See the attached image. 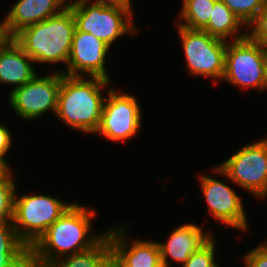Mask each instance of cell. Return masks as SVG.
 Listing matches in <instances>:
<instances>
[{
  "instance_id": "d6a6232c",
  "label": "cell",
  "mask_w": 267,
  "mask_h": 267,
  "mask_svg": "<svg viewBox=\"0 0 267 267\" xmlns=\"http://www.w3.org/2000/svg\"><path fill=\"white\" fill-rule=\"evenodd\" d=\"M258 201H262V202H267V187L265 189V191L262 193V195L257 199Z\"/></svg>"
},
{
  "instance_id": "4dcf8cb0",
  "label": "cell",
  "mask_w": 267,
  "mask_h": 267,
  "mask_svg": "<svg viewBox=\"0 0 267 267\" xmlns=\"http://www.w3.org/2000/svg\"><path fill=\"white\" fill-rule=\"evenodd\" d=\"M11 168L2 160H0V179H2Z\"/></svg>"
},
{
  "instance_id": "484cf974",
  "label": "cell",
  "mask_w": 267,
  "mask_h": 267,
  "mask_svg": "<svg viewBox=\"0 0 267 267\" xmlns=\"http://www.w3.org/2000/svg\"><path fill=\"white\" fill-rule=\"evenodd\" d=\"M256 247L246 250V253H242L240 256L241 264L243 267H267V251L264 250L259 244Z\"/></svg>"
},
{
  "instance_id": "836d02e7",
  "label": "cell",
  "mask_w": 267,
  "mask_h": 267,
  "mask_svg": "<svg viewBox=\"0 0 267 267\" xmlns=\"http://www.w3.org/2000/svg\"><path fill=\"white\" fill-rule=\"evenodd\" d=\"M98 267H112L110 260L106 258Z\"/></svg>"
},
{
  "instance_id": "e575fe53",
  "label": "cell",
  "mask_w": 267,
  "mask_h": 267,
  "mask_svg": "<svg viewBox=\"0 0 267 267\" xmlns=\"http://www.w3.org/2000/svg\"><path fill=\"white\" fill-rule=\"evenodd\" d=\"M261 240H262V242L259 243V245H260L264 250L267 251V237H265L264 239H261ZM263 240H264V241H263Z\"/></svg>"
},
{
  "instance_id": "9c48e42d",
  "label": "cell",
  "mask_w": 267,
  "mask_h": 267,
  "mask_svg": "<svg viewBox=\"0 0 267 267\" xmlns=\"http://www.w3.org/2000/svg\"><path fill=\"white\" fill-rule=\"evenodd\" d=\"M40 71L33 79L21 87L14 89L5 97L11 112L16 118L26 122H36L46 118V114L54 116L57 111L58 93L62 80V73Z\"/></svg>"
},
{
  "instance_id": "277c9868",
  "label": "cell",
  "mask_w": 267,
  "mask_h": 267,
  "mask_svg": "<svg viewBox=\"0 0 267 267\" xmlns=\"http://www.w3.org/2000/svg\"><path fill=\"white\" fill-rule=\"evenodd\" d=\"M206 171H210L209 175L202 173V171L201 173L197 172V181L200 184L201 197L205 199L207 215L212 217L213 222L216 221L221 223L222 226L225 225L224 228L236 229L237 233L239 230L242 235L250 233V218L245 210L246 205L243 201L245 199L241 195L242 193L236 190L237 186L235 184L231 185V180L218 165L211 166V169ZM210 173L212 174L210 175ZM220 176L221 179H219ZM228 181L229 183H227Z\"/></svg>"
},
{
  "instance_id": "3957f363",
  "label": "cell",
  "mask_w": 267,
  "mask_h": 267,
  "mask_svg": "<svg viewBox=\"0 0 267 267\" xmlns=\"http://www.w3.org/2000/svg\"><path fill=\"white\" fill-rule=\"evenodd\" d=\"M75 29L73 13L67 7L58 15L23 28L13 39L35 61L36 66L44 65V68L47 65L45 70L48 69V72L63 73L69 59Z\"/></svg>"
},
{
  "instance_id": "cb8c5ba5",
  "label": "cell",
  "mask_w": 267,
  "mask_h": 267,
  "mask_svg": "<svg viewBox=\"0 0 267 267\" xmlns=\"http://www.w3.org/2000/svg\"><path fill=\"white\" fill-rule=\"evenodd\" d=\"M247 35L267 49V3L254 21L247 27Z\"/></svg>"
},
{
  "instance_id": "7c38bea8",
  "label": "cell",
  "mask_w": 267,
  "mask_h": 267,
  "mask_svg": "<svg viewBox=\"0 0 267 267\" xmlns=\"http://www.w3.org/2000/svg\"><path fill=\"white\" fill-rule=\"evenodd\" d=\"M110 53L112 55L113 50L104 41L90 33L75 29L69 59L63 74L101 77L113 81L114 78L109 74L111 67H108L106 63Z\"/></svg>"
},
{
  "instance_id": "8992f818",
  "label": "cell",
  "mask_w": 267,
  "mask_h": 267,
  "mask_svg": "<svg viewBox=\"0 0 267 267\" xmlns=\"http://www.w3.org/2000/svg\"><path fill=\"white\" fill-rule=\"evenodd\" d=\"M23 192L17 187L12 224L18 237L30 248L75 200L66 202L40 190Z\"/></svg>"
},
{
  "instance_id": "52a82bcc",
  "label": "cell",
  "mask_w": 267,
  "mask_h": 267,
  "mask_svg": "<svg viewBox=\"0 0 267 267\" xmlns=\"http://www.w3.org/2000/svg\"><path fill=\"white\" fill-rule=\"evenodd\" d=\"M175 24L184 56V72L193 78H206L211 83L222 80L225 72L227 41L212 37L203 30H192Z\"/></svg>"
},
{
  "instance_id": "f1b7e54d",
  "label": "cell",
  "mask_w": 267,
  "mask_h": 267,
  "mask_svg": "<svg viewBox=\"0 0 267 267\" xmlns=\"http://www.w3.org/2000/svg\"><path fill=\"white\" fill-rule=\"evenodd\" d=\"M1 15L3 16H0V48L12 38L7 31L4 12Z\"/></svg>"
},
{
  "instance_id": "5bb4252c",
  "label": "cell",
  "mask_w": 267,
  "mask_h": 267,
  "mask_svg": "<svg viewBox=\"0 0 267 267\" xmlns=\"http://www.w3.org/2000/svg\"><path fill=\"white\" fill-rule=\"evenodd\" d=\"M131 221H115V224L113 222V225L108 227L107 235L111 248L130 267H163L157 239H136L130 234Z\"/></svg>"
},
{
  "instance_id": "ac0fdd59",
  "label": "cell",
  "mask_w": 267,
  "mask_h": 267,
  "mask_svg": "<svg viewBox=\"0 0 267 267\" xmlns=\"http://www.w3.org/2000/svg\"><path fill=\"white\" fill-rule=\"evenodd\" d=\"M217 0H181L176 24L192 29L203 30L209 23L213 6Z\"/></svg>"
},
{
  "instance_id": "7a4b0ae2",
  "label": "cell",
  "mask_w": 267,
  "mask_h": 267,
  "mask_svg": "<svg viewBox=\"0 0 267 267\" xmlns=\"http://www.w3.org/2000/svg\"><path fill=\"white\" fill-rule=\"evenodd\" d=\"M101 77L67 76L62 73L55 117L73 132L90 134L98 130L105 97L117 84Z\"/></svg>"
},
{
  "instance_id": "30bf717a",
  "label": "cell",
  "mask_w": 267,
  "mask_h": 267,
  "mask_svg": "<svg viewBox=\"0 0 267 267\" xmlns=\"http://www.w3.org/2000/svg\"><path fill=\"white\" fill-rule=\"evenodd\" d=\"M267 49L248 35L239 40L227 42L225 72L221 82L238 87V91L256 90L262 92Z\"/></svg>"
},
{
  "instance_id": "e0dca14e",
  "label": "cell",
  "mask_w": 267,
  "mask_h": 267,
  "mask_svg": "<svg viewBox=\"0 0 267 267\" xmlns=\"http://www.w3.org/2000/svg\"><path fill=\"white\" fill-rule=\"evenodd\" d=\"M203 31L212 37L227 42L239 40L247 36V27L222 0L215 2L209 23Z\"/></svg>"
},
{
  "instance_id": "2e32d148",
  "label": "cell",
  "mask_w": 267,
  "mask_h": 267,
  "mask_svg": "<svg viewBox=\"0 0 267 267\" xmlns=\"http://www.w3.org/2000/svg\"><path fill=\"white\" fill-rule=\"evenodd\" d=\"M35 65V66H34ZM35 61L23 50V48L11 38L0 48V87L6 89L7 96L14 89L23 86L33 79L38 73ZM10 89L9 91H7Z\"/></svg>"
},
{
  "instance_id": "603a6c76",
  "label": "cell",
  "mask_w": 267,
  "mask_h": 267,
  "mask_svg": "<svg viewBox=\"0 0 267 267\" xmlns=\"http://www.w3.org/2000/svg\"><path fill=\"white\" fill-rule=\"evenodd\" d=\"M224 4L248 27L259 12L264 8L267 0H222Z\"/></svg>"
},
{
  "instance_id": "f546056e",
  "label": "cell",
  "mask_w": 267,
  "mask_h": 267,
  "mask_svg": "<svg viewBox=\"0 0 267 267\" xmlns=\"http://www.w3.org/2000/svg\"><path fill=\"white\" fill-rule=\"evenodd\" d=\"M0 267H30L29 261H1Z\"/></svg>"
},
{
  "instance_id": "44dd1931",
  "label": "cell",
  "mask_w": 267,
  "mask_h": 267,
  "mask_svg": "<svg viewBox=\"0 0 267 267\" xmlns=\"http://www.w3.org/2000/svg\"><path fill=\"white\" fill-rule=\"evenodd\" d=\"M16 174L13 168L0 179V222H13L15 193L20 183Z\"/></svg>"
},
{
  "instance_id": "9a60e30c",
  "label": "cell",
  "mask_w": 267,
  "mask_h": 267,
  "mask_svg": "<svg viewBox=\"0 0 267 267\" xmlns=\"http://www.w3.org/2000/svg\"><path fill=\"white\" fill-rule=\"evenodd\" d=\"M69 0H14L4 10L8 34L13 38L23 28L60 14Z\"/></svg>"
},
{
  "instance_id": "ba28073f",
  "label": "cell",
  "mask_w": 267,
  "mask_h": 267,
  "mask_svg": "<svg viewBox=\"0 0 267 267\" xmlns=\"http://www.w3.org/2000/svg\"><path fill=\"white\" fill-rule=\"evenodd\" d=\"M114 85L107 93L103 108L101 122L94 137L98 135L107 142L127 143L133 141L135 137L141 134V128L144 123V114L142 105L135 93ZM122 141V142H121Z\"/></svg>"
},
{
  "instance_id": "1f68e13d",
  "label": "cell",
  "mask_w": 267,
  "mask_h": 267,
  "mask_svg": "<svg viewBox=\"0 0 267 267\" xmlns=\"http://www.w3.org/2000/svg\"><path fill=\"white\" fill-rule=\"evenodd\" d=\"M262 92L267 93V60H266V66H265L264 83L262 87Z\"/></svg>"
},
{
  "instance_id": "8fae6325",
  "label": "cell",
  "mask_w": 267,
  "mask_h": 267,
  "mask_svg": "<svg viewBox=\"0 0 267 267\" xmlns=\"http://www.w3.org/2000/svg\"><path fill=\"white\" fill-rule=\"evenodd\" d=\"M266 135V136H265ZM232 152L217 164L239 191L258 199L267 187V134Z\"/></svg>"
},
{
  "instance_id": "6da1fadb",
  "label": "cell",
  "mask_w": 267,
  "mask_h": 267,
  "mask_svg": "<svg viewBox=\"0 0 267 267\" xmlns=\"http://www.w3.org/2000/svg\"><path fill=\"white\" fill-rule=\"evenodd\" d=\"M83 204L76 200L29 248L30 267L91 249L107 234L94 228L99 211Z\"/></svg>"
},
{
  "instance_id": "7402d4cb",
  "label": "cell",
  "mask_w": 267,
  "mask_h": 267,
  "mask_svg": "<svg viewBox=\"0 0 267 267\" xmlns=\"http://www.w3.org/2000/svg\"><path fill=\"white\" fill-rule=\"evenodd\" d=\"M215 234L204 246H202L198 251L193 252L190 258L182 264L180 267H219L222 265L218 262L220 258L218 252L217 242ZM218 252V253H217ZM216 257V258H215Z\"/></svg>"
},
{
  "instance_id": "d6986e66",
  "label": "cell",
  "mask_w": 267,
  "mask_h": 267,
  "mask_svg": "<svg viewBox=\"0 0 267 267\" xmlns=\"http://www.w3.org/2000/svg\"><path fill=\"white\" fill-rule=\"evenodd\" d=\"M110 248V240L106 234L91 249L64 256L41 267H98L108 257Z\"/></svg>"
},
{
  "instance_id": "83f0119b",
  "label": "cell",
  "mask_w": 267,
  "mask_h": 267,
  "mask_svg": "<svg viewBox=\"0 0 267 267\" xmlns=\"http://www.w3.org/2000/svg\"><path fill=\"white\" fill-rule=\"evenodd\" d=\"M112 267H130L112 248L108 252V257Z\"/></svg>"
},
{
  "instance_id": "4316f807",
  "label": "cell",
  "mask_w": 267,
  "mask_h": 267,
  "mask_svg": "<svg viewBox=\"0 0 267 267\" xmlns=\"http://www.w3.org/2000/svg\"><path fill=\"white\" fill-rule=\"evenodd\" d=\"M93 3L100 4L107 7H116L123 10H128L133 16L135 8L133 7V0H89Z\"/></svg>"
},
{
  "instance_id": "ffe728a7",
  "label": "cell",
  "mask_w": 267,
  "mask_h": 267,
  "mask_svg": "<svg viewBox=\"0 0 267 267\" xmlns=\"http://www.w3.org/2000/svg\"><path fill=\"white\" fill-rule=\"evenodd\" d=\"M0 260L29 261V247L18 237L12 222H0Z\"/></svg>"
},
{
  "instance_id": "4fadbf2b",
  "label": "cell",
  "mask_w": 267,
  "mask_h": 267,
  "mask_svg": "<svg viewBox=\"0 0 267 267\" xmlns=\"http://www.w3.org/2000/svg\"><path fill=\"white\" fill-rule=\"evenodd\" d=\"M207 218L209 217L207 216L202 221L203 224H197L195 220H192L183 222L178 227L175 225L165 241L162 239L157 241L163 267H173V262L180 267L193 252L198 251L215 235L213 230L216 229L205 228L206 221L208 223L209 220Z\"/></svg>"
},
{
  "instance_id": "5b68a950",
  "label": "cell",
  "mask_w": 267,
  "mask_h": 267,
  "mask_svg": "<svg viewBox=\"0 0 267 267\" xmlns=\"http://www.w3.org/2000/svg\"><path fill=\"white\" fill-rule=\"evenodd\" d=\"M67 7L73 13L78 31L94 35L111 48L121 38L123 40V36L136 37L143 30L128 10L103 6L89 0H69Z\"/></svg>"
},
{
  "instance_id": "d4e9b609",
  "label": "cell",
  "mask_w": 267,
  "mask_h": 267,
  "mask_svg": "<svg viewBox=\"0 0 267 267\" xmlns=\"http://www.w3.org/2000/svg\"><path fill=\"white\" fill-rule=\"evenodd\" d=\"M8 123L9 122L5 125L4 119L3 121H0V160L4 161L11 169H13L16 168V166L15 164L14 167L12 166L13 163L9 161V155L10 152L14 153L12 151L15 149L14 144H16V140L13 136L16 137V135L13 134V129L8 127Z\"/></svg>"
}]
</instances>
